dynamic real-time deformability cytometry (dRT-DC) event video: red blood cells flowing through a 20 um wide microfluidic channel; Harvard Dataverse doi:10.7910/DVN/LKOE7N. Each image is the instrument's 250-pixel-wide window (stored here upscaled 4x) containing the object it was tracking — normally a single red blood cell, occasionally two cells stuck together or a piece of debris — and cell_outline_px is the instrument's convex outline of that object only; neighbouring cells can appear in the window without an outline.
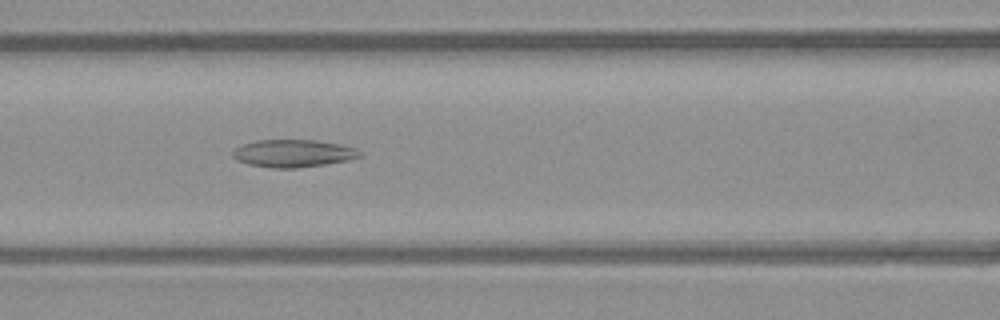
{"species": "common noctule bat (a hibernating species)", "species_latin": "Nyctalus noctula", "temperature_condition": "warm", "stored_images_in_passage": 43, "camera_frame_rate_fps": 3000, "um_per_image_px": 0.085, "animal": {"sex": "male", "body_mass_g": 23.1, "forearm_length_mm": 52.7}, "frame": {"image": 1, "passage_image": 18, "time_ms": 5.667, "image_size_px": [1000, 320], "cell_outline_px": [[364, 156], [348, 160], [324, 164], [296, 168], [272, 168], [248, 164], [236, 160], [232, 156], [232, 152], [240, 144], [256, 140], [316, 140], [340, 144], [356, 148], [364, 152]], "centroid_in_image_um": [24.94, 13.03], "position_along_channel_um": 141.7, "area_um2": 20.63}}
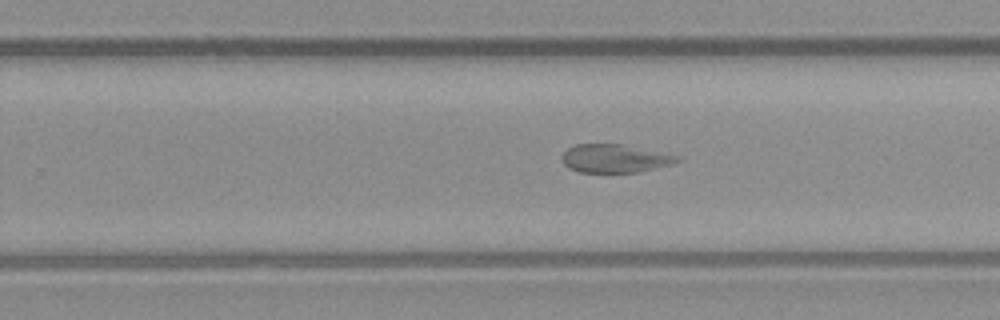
{"frame": {"image": 2, "passage_image": 28, "time_ms": 9.0, "image_size_px": [1000, 320], "cell_outline_px": [[684, 160], [672, 164], [636, 172], [580, 172], [568, 168], [564, 164], [564, 152], [568, 148], [576, 144], [624, 144], [684, 156]], "centroid_in_image_um": [52.36, 13.46], "position_along_channel_um": 277.4, "area_um2": 19.13}}
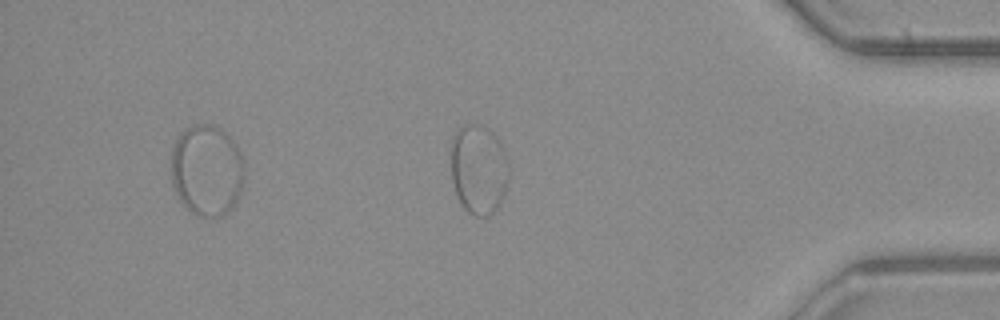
{"frame": {"image": 3, "passage_image": 39, "time_ms": 12.667, "image_size_px": [1000, 320], "cell_outline_px": [[508, 184], [500, 204], [488, 216], [476, 216], [468, 212], [460, 204], [452, 180], [452, 136], [460, 128], [468, 124], [480, 124], [488, 128], [496, 136], [504, 148], [508, 160]], "centroid_in_image_um": [40.71, 14.39], "position_along_channel_um": 394.5, "area_um2": 30.4}}